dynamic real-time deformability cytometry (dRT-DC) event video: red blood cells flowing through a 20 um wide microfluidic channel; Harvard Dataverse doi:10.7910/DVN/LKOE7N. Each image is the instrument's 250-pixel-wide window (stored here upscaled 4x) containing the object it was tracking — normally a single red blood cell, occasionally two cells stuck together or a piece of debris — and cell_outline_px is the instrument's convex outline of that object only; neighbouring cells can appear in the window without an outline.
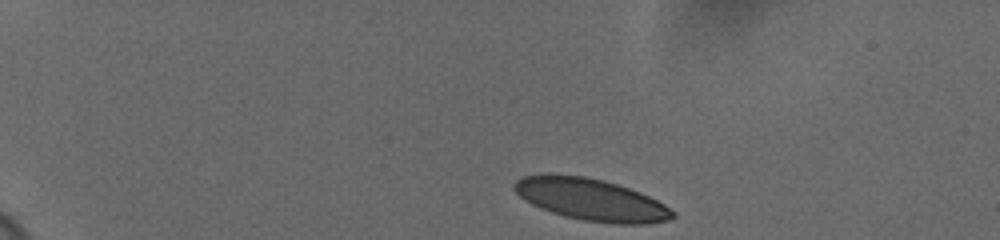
{"species": "human", "species_latin": "Homo sapiens", "temperature_condition": "cold", "stored_images_in_passage": 47, "camera_frame_rate_fps": 3000, "um_per_image_px": 0.085, "donor": {"sex": "female"}, "frame": {"image": 1, "passage_image": 1, "time_ms": 0.0, "image_size_px": [1000, 240], "cell_outline_px": [[676, 216], [668, 220], [648, 224], [616, 224], [584, 220], [564, 216], [540, 208], [524, 200], [512, 188], [512, 184], [516, 180], [524, 176], [544, 172], [548, 172], [584, 176], [604, 180], [640, 192], [664, 204], [676, 212]], "centroid_in_image_um": [50.2, 16.94], "position_along_channel_um": 34.8, "area_um2": 39.07}}
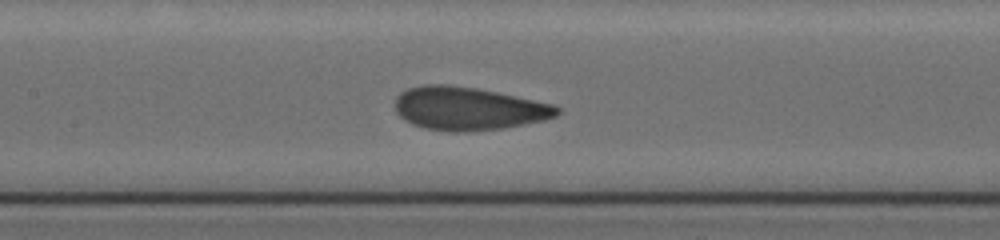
{"frame": {"image": 2, "passage_image": 20, "time_ms": 6.333, "image_size_px": [1000, 240], "cell_outline_px": [[560, 112], [556, 116], [544, 120], [504, 128], [464, 132], [448, 132], [424, 128], [412, 124], [404, 120], [396, 112], [396, 96], [400, 92], [408, 88], [424, 84], [448, 84], [476, 88], [496, 92], [552, 104], [560, 108]], "centroid_in_image_um": [39.77, 9.23], "position_along_channel_um": 167.6, "area_um2": 40.81}}
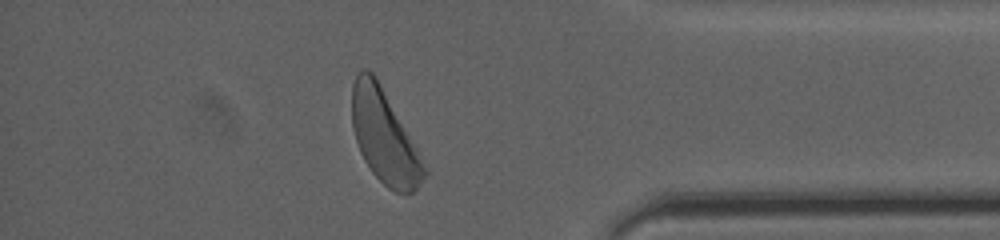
{"frame": {"image": 3, "passage_image": 41, "time_ms": 13.333, "image_size_px": [1000, 240], "cell_outline_px": [[428, 172], [416, 188], [412, 192], [396, 192], [388, 188], [372, 172], [364, 160], [360, 152], [356, 140], [352, 124], [352, 84], [360, 68], [364, 68], [372, 72], [376, 76], [428, 168]], "centroid_in_image_um": [32.66, 11.6], "position_along_channel_um": 402.5, "area_um2": 38.84}, "authors_computed_cell_mechanics": {"area_um2": 39.593, "velocity_mm_per_s": 3.5962, "shape_relaxation_time_tau1_ms": 3.5125, "shape_relaxation_time_tau2_ms": 0.7488, "deformation_change_tau1": 0.1164, "deformation_change_tau2": 0.0583}}